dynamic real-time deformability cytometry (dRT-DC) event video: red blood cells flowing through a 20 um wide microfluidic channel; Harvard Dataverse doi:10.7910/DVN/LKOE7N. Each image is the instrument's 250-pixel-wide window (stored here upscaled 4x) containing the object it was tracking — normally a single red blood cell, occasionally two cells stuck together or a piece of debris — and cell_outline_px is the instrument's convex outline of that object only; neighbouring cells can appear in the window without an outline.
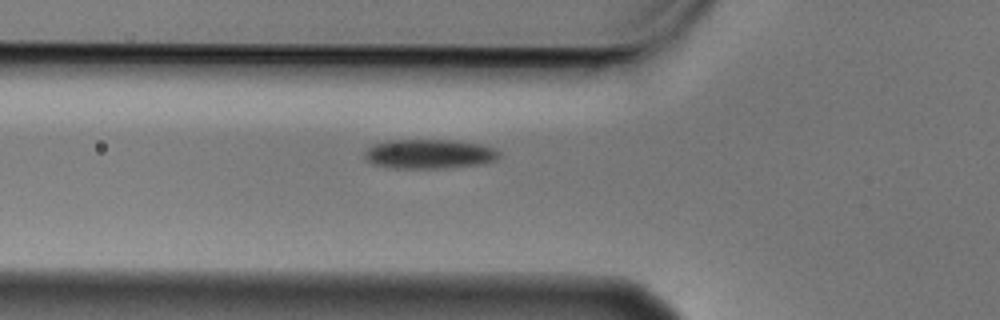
{"species": "Egyptian fruit bat (a non-hibernating species)", "species_latin": "Rousettus aegyptiacus", "temperature_condition": "cold", "stored_images_in_passage": 6, "camera_frame_rate_fps": 3000, "um_per_image_px": 0.085, "animal": {"sex": "male"}, "frame": {"image": 1, "passage_image": 6, "time_ms": 1.667, "image_size_px": [1000, 320], "cell_outline_px": [[500, 156], [492, 160], [480, 164], [444, 168], [392, 168], [372, 164], [364, 156], [364, 152], [372, 144], [388, 140], [448, 140], [480, 144], [492, 148], [500, 152]], "centroid_in_image_um": [36.43, 13.08], "position_along_channel_um": 89.4, "area_um2": 22.89}}